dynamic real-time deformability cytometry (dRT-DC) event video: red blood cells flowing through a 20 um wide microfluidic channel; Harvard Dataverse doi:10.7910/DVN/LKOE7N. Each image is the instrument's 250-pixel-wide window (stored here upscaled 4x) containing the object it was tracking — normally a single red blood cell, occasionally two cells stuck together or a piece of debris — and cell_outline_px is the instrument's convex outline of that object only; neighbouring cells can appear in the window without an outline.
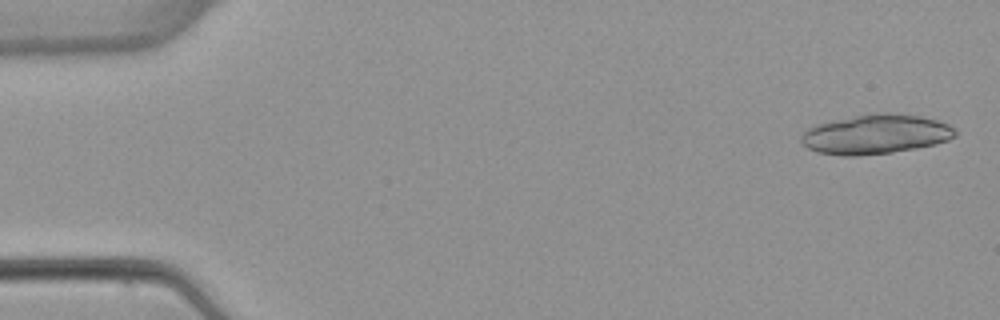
{"species": "common noctule bat (a hibernating species)", "species_latin": "Nyctalus noctula", "temperature_condition": "warm", "stored_images_in_passage": 6, "camera_frame_rate_fps": 3000, "um_per_image_px": 0.085, "animal": {"sex": "female", "body_mass_g": 22.7, "forearm_length_mm": 54.2}, "frame": {"image": 1, "passage_image": 1, "time_ms": 0.0, "image_size_px": [1000, 320], "cell_outline_px": [[956, 136], [948, 140], [936, 144], [916, 148], [892, 152], [856, 156], [844, 156], [816, 152], [808, 148], [800, 140], [800, 136], [808, 128], [816, 124], [832, 120], [876, 112], [888, 112], [920, 116], [936, 120], [948, 124], [956, 132]], "centroid_in_image_um": [74.41, 11.41], "position_along_channel_um": 10.6, "area_um2": 35.55}}